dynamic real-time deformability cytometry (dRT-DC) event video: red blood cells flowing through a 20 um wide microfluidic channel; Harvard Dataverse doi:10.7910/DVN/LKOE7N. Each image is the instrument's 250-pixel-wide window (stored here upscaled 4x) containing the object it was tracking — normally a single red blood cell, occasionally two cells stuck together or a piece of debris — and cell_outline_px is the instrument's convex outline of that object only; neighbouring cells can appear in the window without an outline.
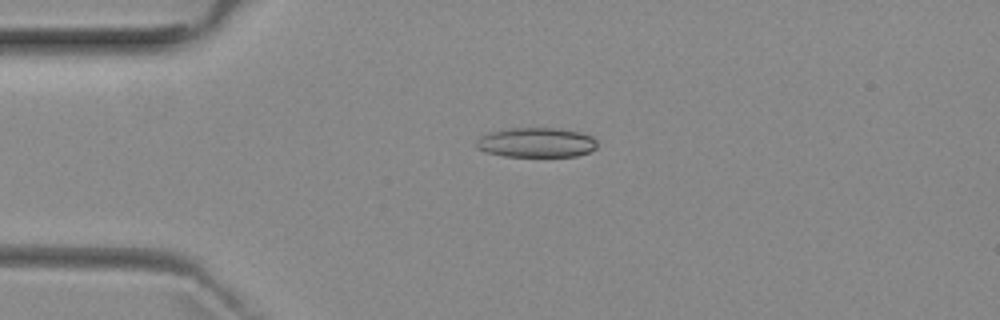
{"species": "common noctule bat (a hibernating species)", "species_latin": "Nyctalus noctula", "temperature_condition": "room temperature", "stored_images_in_passage": 3, "camera_frame_rate_fps": 3000, "um_per_image_px": 0.085, "animal": {"sex": "female", "body_mass_g": 29.2, "forearm_length_mm": 56.3}, "frame": {"image": 1, "passage_image": 2, "time_ms": 1.333, "image_size_px": [1000, 320], "cell_outline_px": [[596, 148], [588, 152], [576, 156], [504, 156], [484, 152], [476, 148], [476, 140], [480, 136], [488, 132], [504, 128], [556, 128], [580, 132], [592, 136], [596, 140]], "centroid_in_image_um": [45.54, 12.1], "position_along_channel_um": 39.5, "area_um2": 21.1}}